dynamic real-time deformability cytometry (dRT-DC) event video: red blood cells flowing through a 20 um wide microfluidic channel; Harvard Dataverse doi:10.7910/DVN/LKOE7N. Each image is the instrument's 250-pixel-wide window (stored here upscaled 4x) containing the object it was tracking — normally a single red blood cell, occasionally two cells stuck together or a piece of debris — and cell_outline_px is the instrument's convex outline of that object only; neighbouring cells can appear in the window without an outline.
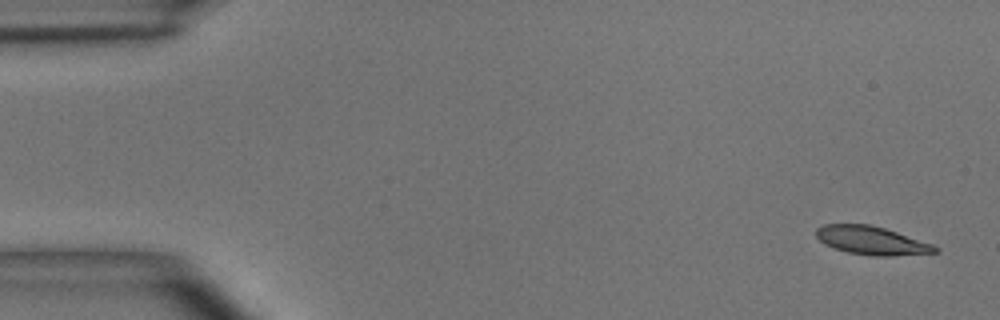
{"species": "common noctule bat (a hibernating species)", "species_latin": "Nyctalus noctula", "temperature_condition": "room temperature", "stored_images_in_passage": 7, "camera_frame_rate_fps": 3000, "um_per_image_px": 0.085, "animal": {"sex": "male", "body_mass_g": 15.6}, "frame": {"image": 1, "passage_image": 1, "time_ms": 0.0, "image_size_px": [1000, 320], "cell_outline_px": [[940, 252], [892, 256], [872, 256], [848, 252], [824, 244], [816, 236], [816, 228], [824, 224], [872, 224], [932, 244], [940, 248]], "centroid_in_image_um": [74.09, 20.44], "position_along_channel_um": 10.9, "area_um2": 19.59}}
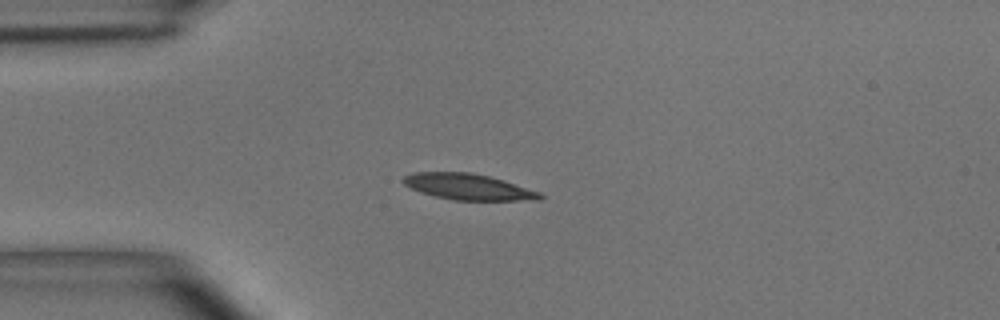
{"frame": {"image": 2, "passage_image": 4, "time_ms": 3.667, "image_size_px": [1000, 320], "cell_outline_px": [[544, 196], [540, 200], [452, 200], [420, 192], [404, 184], [400, 180], [404, 176], [412, 172], [472, 172], [504, 180], [540, 192]], "centroid_in_image_um": [39.79, 15.87], "position_along_channel_um": 45.2, "area_um2": 20.75}}
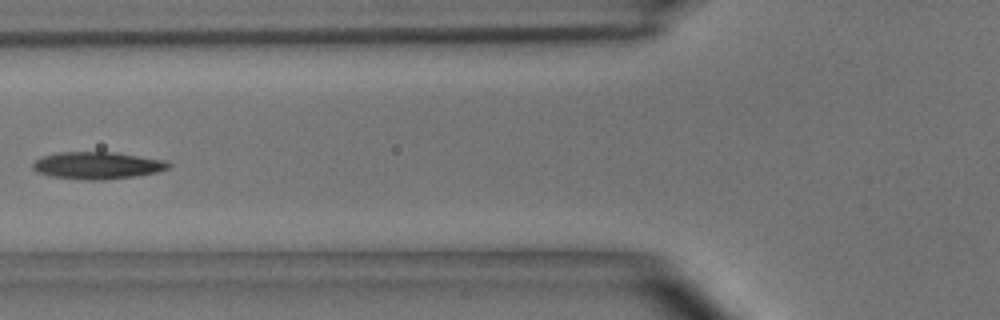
{"frame": {"image": 3, "passage_image": 6, "time_ms": 6.0, "image_size_px": [1000, 320], "cell_outline_px": [[172, 164], [168, 168], [156, 172], [136, 176], [104, 180], [84, 180], [48, 176], [36, 172], [32, 168], [32, 164], [36, 160], [44, 156], [60, 152], [116, 152], [168, 160]], "centroid_in_image_um": [8.29, 14.06], "position_along_channel_um": 117.5, "area_um2": 21.73}}